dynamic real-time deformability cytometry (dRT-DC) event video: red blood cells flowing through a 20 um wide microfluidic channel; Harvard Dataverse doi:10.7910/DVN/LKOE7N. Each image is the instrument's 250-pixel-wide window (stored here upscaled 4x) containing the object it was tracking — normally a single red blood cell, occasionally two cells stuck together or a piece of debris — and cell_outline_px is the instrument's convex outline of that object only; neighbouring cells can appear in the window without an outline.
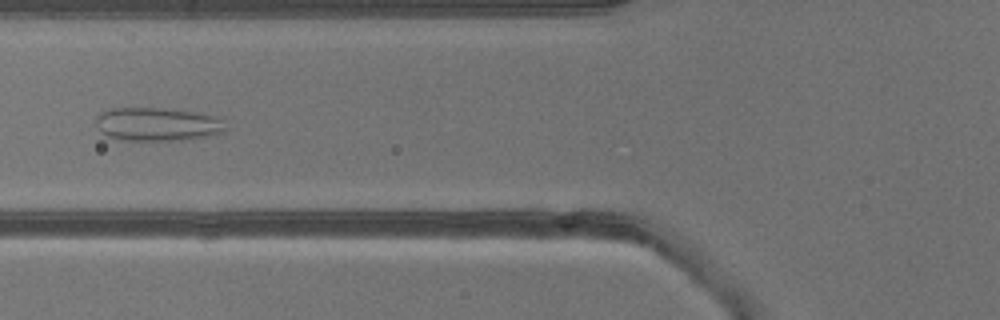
{"species": "common noctule bat (a hibernating species)", "species_latin": "Nyctalus noctula", "temperature_condition": "warm", "stored_images_in_passage": 41, "camera_frame_rate_fps": 3000, "um_per_image_px": 0.085, "animal": {"sex": "male", "body_mass_g": 13.3}, "frame": {"image": 1, "passage_image": 17, "time_ms": 5.333, "image_size_px": [1000, 320], "cell_outline_px": [[228, 128], [224, 132], [208, 136], [184, 140], [124, 140], [108, 136], [100, 132], [96, 124], [96, 116], [100, 112], [112, 108], [164, 108], [192, 112], [216, 116]], "centroid_in_image_um": [13.36, 10.56], "position_along_channel_um": 112.4, "area_um2": 25.26}}
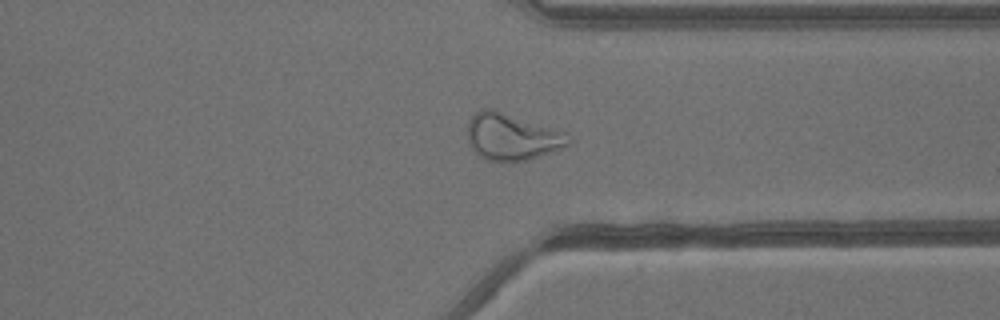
{"frame": {"image": 2, "passage_image": 32, "time_ms": 10.333, "image_size_px": [1000, 320], "cell_outline_px": [[572, 144], [564, 148], [528, 160], [484, 160], [468, 144], [468, 120], [480, 108], [492, 108], [564, 132], [572, 140]], "centroid_in_image_um": [43.51, 11.62], "position_along_channel_um": 367.9, "area_um2": 27.4}}
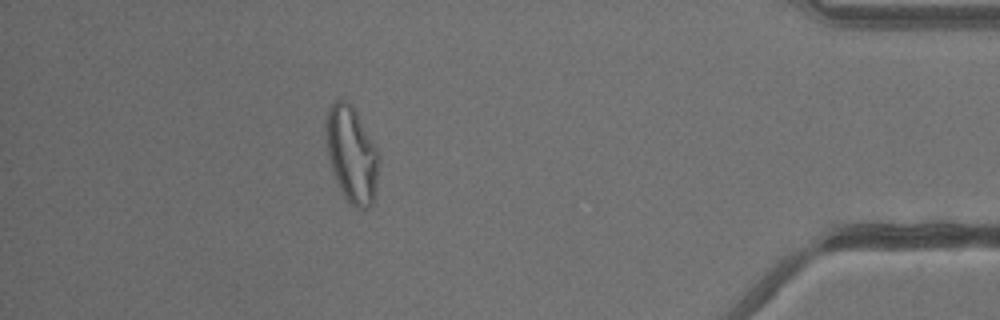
{"frame": {"image": 3, "passage_image": 37, "time_ms": 12.0, "image_size_px": [1000, 320], "cell_outline_px": [[380, 156], [376, 188], [372, 204], [368, 208], [356, 208], [344, 196], [336, 184], [332, 172], [328, 156], [324, 124], [324, 120], [332, 104], [336, 100], [344, 100], [352, 104], [376, 148]], "centroid_in_image_um": [29.87, 13.13], "position_along_channel_um": 405.3, "area_um2": 29.71}}